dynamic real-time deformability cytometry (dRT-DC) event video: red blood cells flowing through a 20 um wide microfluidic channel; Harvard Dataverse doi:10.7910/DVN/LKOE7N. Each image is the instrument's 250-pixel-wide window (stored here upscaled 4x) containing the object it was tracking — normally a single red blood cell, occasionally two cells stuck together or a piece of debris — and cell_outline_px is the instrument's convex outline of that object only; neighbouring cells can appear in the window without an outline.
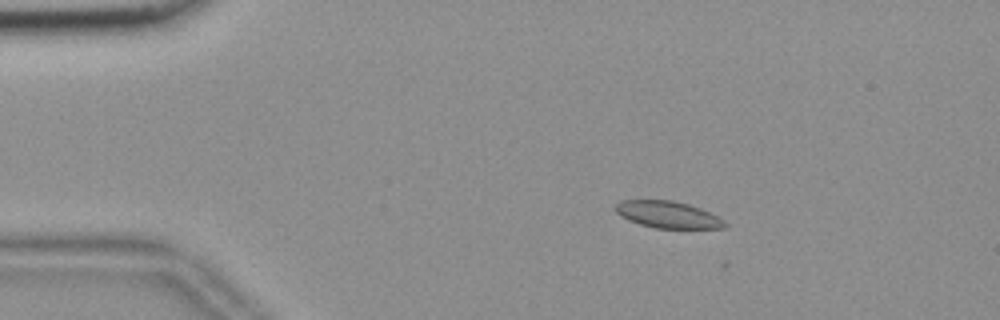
{"species": "common noctule bat (a hibernating species)", "species_latin": "Nyctalus noctula", "temperature_condition": "room temperature", "stored_images_in_passage": 48, "camera_frame_rate_fps": 3000, "um_per_image_px": 0.085, "animal": {"sex": "female", "body_mass_g": 18.4}, "frame": {"image": 1, "passage_image": 2, "time_ms": 0.333, "image_size_px": [1000, 320], "cell_outline_px": [[728, 228], [656, 228], [640, 224], [628, 220], [620, 216], [612, 208], [620, 200], [672, 200], [688, 204], [700, 208], [724, 220], [728, 224]], "centroid_in_image_um": [56.74, 18.24], "position_along_channel_um": 28.3, "area_um2": 17.17}}
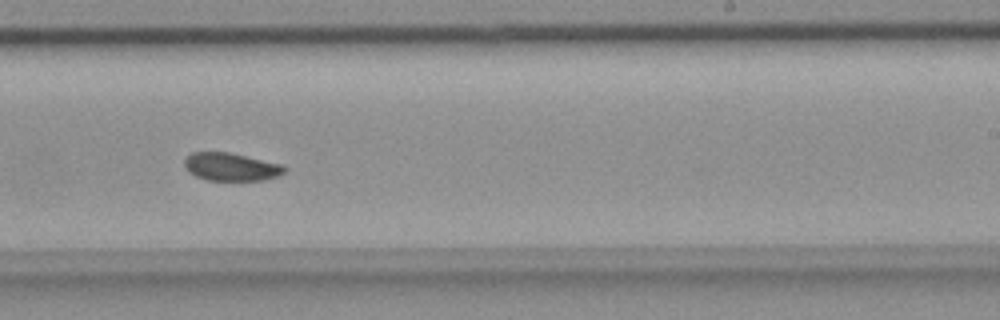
{"frame": {"image": 2, "passage_image": 27, "time_ms": 8.667, "image_size_px": [1000, 320], "cell_outline_px": [[288, 168], [284, 172], [276, 176], [264, 180], [204, 180], [188, 172], [184, 164], [184, 160], [192, 152], [228, 152], [284, 164]], "centroid_in_image_um": [19.65, 14.18], "position_along_channel_um": 269.4, "area_um2": 16.36}}
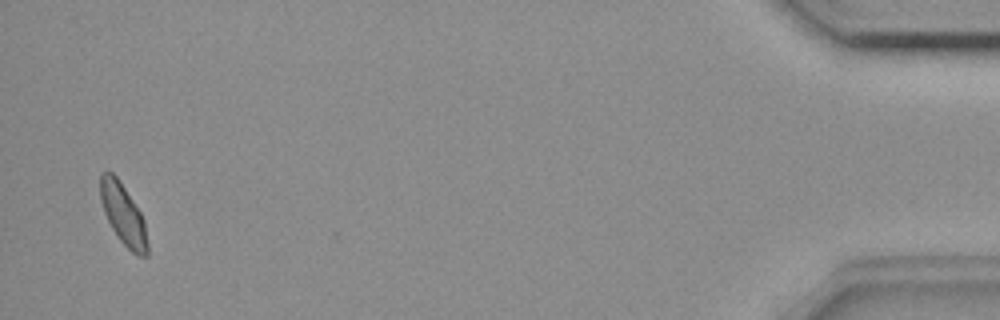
{"frame": {"image": 3, "passage_image": 47, "time_ms": 15.333, "image_size_px": [1000, 320], "cell_outline_px": [[148, 256], [136, 256], [120, 240], [112, 228], [104, 212], [100, 200], [100, 172], [112, 172], [116, 176], [140, 212], [144, 220], [148, 244]], "centroid_in_image_um": [10.47, 18.24], "position_along_channel_um": 424.7, "area_um2": 16.53}, "authors_computed_cell_mechanics": {"area_um2": 17.1666, "velocity_mm_per_s": 3.6213, "shape_relaxation_time_tau1_ms": null, "shape_relaxation_time_tau2_ms": 1.4724, "deformation_change_tau1": null, "deformation_change_tau2": 0.0345}}